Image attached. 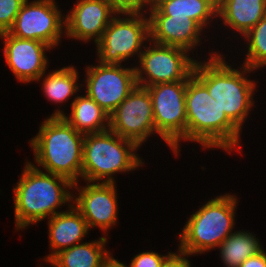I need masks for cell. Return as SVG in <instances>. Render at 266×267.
Returning a JSON list of instances; mask_svg holds the SVG:
<instances>
[{
  "label": "cell",
  "mask_w": 266,
  "mask_h": 267,
  "mask_svg": "<svg viewBox=\"0 0 266 267\" xmlns=\"http://www.w3.org/2000/svg\"><path fill=\"white\" fill-rule=\"evenodd\" d=\"M118 14L105 0H78L72 11L65 16V36L95 44L104 30Z\"/></svg>",
  "instance_id": "15"
},
{
  "label": "cell",
  "mask_w": 266,
  "mask_h": 267,
  "mask_svg": "<svg viewBox=\"0 0 266 267\" xmlns=\"http://www.w3.org/2000/svg\"><path fill=\"white\" fill-rule=\"evenodd\" d=\"M4 40V56L16 79L29 83L39 81L45 76L48 65L45 51L53 49L51 46L38 40L20 39L9 32L0 34Z\"/></svg>",
  "instance_id": "13"
},
{
  "label": "cell",
  "mask_w": 266,
  "mask_h": 267,
  "mask_svg": "<svg viewBox=\"0 0 266 267\" xmlns=\"http://www.w3.org/2000/svg\"><path fill=\"white\" fill-rule=\"evenodd\" d=\"M44 261L49 262L51 265H53V267H59L55 262H53L52 260H48L45 259Z\"/></svg>",
  "instance_id": "31"
},
{
  "label": "cell",
  "mask_w": 266,
  "mask_h": 267,
  "mask_svg": "<svg viewBox=\"0 0 266 267\" xmlns=\"http://www.w3.org/2000/svg\"><path fill=\"white\" fill-rule=\"evenodd\" d=\"M78 74L74 66L63 67L47 74L42 83L46 98L56 104L66 102L79 90Z\"/></svg>",
  "instance_id": "23"
},
{
  "label": "cell",
  "mask_w": 266,
  "mask_h": 267,
  "mask_svg": "<svg viewBox=\"0 0 266 267\" xmlns=\"http://www.w3.org/2000/svg\"><path fill=\"white\" fill-rule=\"evenodd\" d=\"M266 15V0H218L217 17L243 36Z\"/></svg>",
  "instance_id": "18"
},
{
  "label": "cell",
  "mask_w": 266,
  "mask_h": 267,
  "mask_svg": "<svg viewBox=\"0 0 266 267\" xmlns=\"http://www.w3.org/2000/svg\"><path fill=\"white\" fill-rule=\"evenodd\" d=\"M73 185L65 177L43 172L27 162L19 182L13 188L17 230L60 213L56 211L57 207L73 202L74 197L69 192Z\"/></svg>",
  "instance_id": "2"
},
{
  "label": "cell",
  "mask_w": 266,
  "mask_h": 267,
  "mask_svg": "<svg viewBox=\"0 0 266 267\" xmlns=\"http://www.w3.org/2000/svg\"><path fill=\"white\" fill-rule=\"evenodd\" d=\"M101 267H127L124 263L119 262L114 257L110 256L103 262Z\"/></svg>",
  "instance_id": "30"
},
{
  "label": "cell",
  "mask_w": 266,
  "mask_h": 267,
  "mask_svg": "<svg viewBox=\"0 0 266 267\" xmlns=\"http://www.w3.org/2000/svg\"><path fill=\"white\" fill-rule=\"evenodd\" d=\"M26 0L8 31L11 35L28 40H38L54 48L60 42L65 18L55 0Z\"/></svg>",
  "instance_id": "10"
},
{
  "label": "cell",
  "mask_w": 266,
  "mask_h": 267,
  "mask_svg": "<svg viewBox=\"0 0 266 267\" xmlns=\"http://www.w3.org/2000/svg\"><path fill=\"white\" fill-rule=\"evenodd\" d=\"M105 243L106 237L80 243L60 251L51 260L59 267H101L111 254L105 250Z\"/></svg>",
  "instance_id": "21"
},
{
  "label": "cell",
  "mask_w": 266,
  "mask_h": 267,
  "mask_svg": "<svg viewBox=\"0 0 266 267\" xmlns=\"http://www.w3.org/2000/svg\"><path fill=\"white\" fill-rule=\"evenodd\" d=\"M69 210L48 218L50 249L53 252L44 259L51 260L57 253L80 244L89 228L81 212L72 204Z\"/></svg>",
  "instance_id": "17"
},
{
  "label": "cell",
  "mask_w": 266,
  "mask_h": 267,
  "mask_svg": "<svg viewBox=\"0 0 266 267\" xmlns=\"http://www.w3.org/2000/svg\"><path fill=\"white\" fill-rule=\"evenodd\" d=\"M237 197L229 194L209 200L191 215L180 233L179 250L188 255L218 247L232 234Z\"/></svg>",
  "instance_id": "6"
},
{
  "label": "cell",
  "mask_w": 266,
  "mask_h": 267,
  "mask_svg": "<svg viewBox=\"0 0 266 267\" xmlns=\"http://www.w3.org/2000/svg\"><path fill=\"white\" fill-rule=\"evenodd\" d=\"M30 140L35 161L47 173L78 184L81 177L84 134L77 132L62 116H50Z\"/></svg>",
  "instance_id": "4"
},
{
  "label": "cell",
  "mask_w": 266,
  "mask_h": 267,
  "mask_svg": "<svg viewBox=\"0 0 266 267\" xmlns=\"http://www.w3.org/2000/svg\"><path fill=\"white\" fill-rule=\"evenodd\" d=\"M239 267H266V253L262 249L254 256H250Z\"/></svg>",
  "instance_id": "29"
},
{
  "label": "cell",
  "mask_w": 266,
  "mask_h": 267,
  "mask_svg": "<svg viewBox=\"0 0 266 267\" xmlns=\"http://www.w3.org/2000/svg\"><path fill=\"white\" fill-rule=\"evenodd\" d=\"M152 99L156 133L176 154L186 140V81L158 83L146 87Z\"/></svg>",
  "instance_id": "7"
},
{
  "label": "cell",
  "mask_w": 266,
  "mask_h": 267,
  "mask_svg": "<svg viewBox=\"0 0 266 267\" xmlns=\"http://www.w3.org/2000/svg\"><path fill=\"white\" fill-rule=\"evenodd\" d=\"M143 13L122 14L114 17L104 30L101 39L95 44L99 63L122 65L134 54L140 57L141 47L150 40L149 18ZM144 17V18H143ZM139 51V52H138Z\"/></svg>",
  "instance_id": "8"
},
{
  "label": "cell",
  "mask_w": 266,
  "mask_h": 267,
  "mask_svg": "<svg viewBox=\"0 0 266 267\" xmlns=\"http://www.w3.org/2000/svg\"><path fill=\"white\" fill-rule=\"evenodd\" d=\"M70 105L69 117L60 109L51 116H62L77 132L84 135L109 129V114L89 96H77Z\"/></svg>",
  "instance_id": "19"
},
{
  "label": "cell",
  "mask_w": 266,
  "mask_h": 267,
  "mask_svg": "<svg viewBox=\"0 0 266 267\" xmlns=\"http://www.w3.org/2000/svg\"><path fill=\"white\" fill-rule=\"evenodd\" d=\"M139 146L112 130L85 134L81 177L86 182L115 183L113 175L142 167L144 162L135 150ZM135 152V153H134ZM103 178L105 180H103ZM102 180V181H100Z\"/></svg>",
  "instance_id": "5"
},
{
  "label": "cell",
  "mask_w": 266,
  "mask_h": 267,
  "mask_svg": "<svg viewBox=\"0 0 266 267\" xmlns=\"http://www.w3.org/2000/svg\"><path fill=\"white\" fill-rule=\"evenodd\" d=\"M258 240L247 231L233 232L218 246L224 266L239 267L247 258L260 252L263 247Z\"/></svg>",
  "instance_id": "22"
},
{
  "label": "cell",
  "mask_w": 266,
  "mask_h": 267,
  "mask_svg": "<svg viewBox=\"0 0 266 267\" xmlns=\"http://www.w3.org/2000/svg\"><path fill=\"white\" fill-rule=\"evenodd\" d=\"M109 129L139 147L156 133L152 99L146 88L137 85L109 115Z\"/></svg>",
  "instance_id": "11"
},
{
  "label": "cell",
  "mask_w": 266,
  "mask_h": 267,
  "mask_svg": "<svg viewBox=\"0 0 266 267\" xmlns=\"http://www.w3.org/2000/svg\"><path fill=\"white\" fill-rule=\"evenodd\" d=\"M151 45L144 47L146 50L139 57L140 67H135L138 86L187 81L193 74L197 60L189 57L187 50L154 42Z\"/></svg>",
  "instance_id": "9"
},
{
  "label": "cell",
  "mask_w": 266,
  "mask_h": 267,
  "mask_svg": "<svg viewBox=\"0 0 266 267\" xmlns=\"http://www.w3.org/2000/svg\"><path fill=\"white\" fill-rule=\"evenodd\" d=\"M243 37L249 43L244 66L253 70L266 66V15Z\"/></svg>",
  "instance_id": "24"
},
{
  "label": "cell",
  "mask_w": 266,
  "mask_h": 267,
  "mask_svg": "<svg viewBox=\"0 0 266 267\" xmlns=\"http://www.w3.org/2000/svg\"><path fill=\"white\" fill-rule=\"evenodd\" d=\"M203 28L188 17L149 16L151 42L191 51L200 43Z\"/></svg>",
  "instance_id": "16"
},
{
  "label": "cell",
  "mask_w": 266,
  "mask_h": 267,
  "mask_svg": "<svg viewBox=\"0 0 266 267\" xmlns=\"http://www.w3.org/2000/svg\"><path fill=\"white\" fill-rule=\"evenodd\" d=\"M79 194L72 204L81 212L87 222L88 228L97 227L108 231L117 220V193L115 183L87 182L84 187L73 185Z\"/></svg>",
  "instance_id": "14"
},
{
  "label": "cell",
  "mask_w": 266,
  "mask_h": 267,
  "mask_svg": "<svg viewBox=\"0 0 266 267\" xmlns=\"http://www.w3.org/2000/svg\"><path fill=\"white\" fill-rule=\"evenodd\" d=\"M26 0H0V34L14 25L17 14Z\"/></svg>",
  "instance_id": "25"
},
{
  "label": "cell",
  "mask_w": 266,
  "mask_h": 267,
  "mask_svg": "<svg viewBox=\"0 0 266 267\" xmlns=\"http://www.w3.org/2000/svg\"><path fill=\"white\" fill-rule=\"evenodd\" d=\"M167 256L159 255V253L153 251L142 252L131 260L129 267H160Z\"/></svg>",
  "instance_id": "27"
},
{
  "label": "cell",
  "mask_w": 266,
  "mask_h": 267,
  "mask_svg": "<svg viewBox=\"0 0 266 267\" xmlns=\"http://www.w3.org/2000/svg\"><path fill=\"white\" fill-rule=\"evenodd\" d=\"M207 62L196 61L193 74L207 87L208 93L218 102L226 116L240 129L254 106L256 84L244 74L253 69L242 64V71L233 69L219 53L210 52ZM227 63V64H226Z\"/></svg>",
  "instance_id": "3"
},
{
  "label": "cell",
  "mask_w": 266,
  "mask_h": 267,
  "mask_svg": "<svg viewBox=\"0 0 266 267\" xmlns=\"http://www.w3.org/2000/svg\"><path fill=\"white\" fill-rule=\"evenodd\" d=\"M178 254L176 253H168V256L163 260L160 267H191L188 257V254L178 250Z\"/></svg>",
  "instance_id": "28"
},
{
  "label": "cell",
  "mask_w": 266,
  "mask_h": 267,
  "mask_svg": "<svg viewBox=\"0 0 266 267\" xmlns=\"http://www.w3.org/2000/svg\"><path fill=\"white\" fill-rule=\"evenodd\" d=\"M118 14L142 13L145 6L153 0H105ZM147 4V5H146Z\"/></svg>",
  "instance_id": "26"
},
{
  "label": "cell",
  "mask_w": 266,
  "mask_h": 267,
  "mask_svg": "<svg viewBox=\"0 0 266 267\" xmlns=\"http://www.w3.org/2000/svg\"><path fill=\"white\" fill-rule=\"evenodd\" d=\"M185 108L186 141H196L204 148L216 147L230 152L240 147L242 130L226 116L208 93L207 87L194 74L186 81Z\"/></svg>",
  "instance_id": "1"
},
{
  "label": "cell",
  "mask_w": 266,
  "mask_h": 267,
  "mask_svg": "<svg viewBox=\"0 0 266 267\" xmlns=\"http://www.w3.org/2000/svg\"><path fill=\"white\" fill-rule=\"evenodd\" d=\"M217 6L218 0H153L149 16L188 17L204 29L217 16Z\"/></svg>",
  "instance_id": "20"
},
{
  "label": "cell",
  "mask_w": 266,
  "mask_h": 267,
  "mask_svg": "<svg viewBox=\"0 0 266 267\" xmlns=\"http://www.w3.org/2000/svg\"><path fill=\"white\" fill-rule=\"evenodd\" d=\"M86 68V95L109 115L137 86L135 67L98 62V65Z\"/></svg>",
  "instance_id": "12"
}]
</instances>
